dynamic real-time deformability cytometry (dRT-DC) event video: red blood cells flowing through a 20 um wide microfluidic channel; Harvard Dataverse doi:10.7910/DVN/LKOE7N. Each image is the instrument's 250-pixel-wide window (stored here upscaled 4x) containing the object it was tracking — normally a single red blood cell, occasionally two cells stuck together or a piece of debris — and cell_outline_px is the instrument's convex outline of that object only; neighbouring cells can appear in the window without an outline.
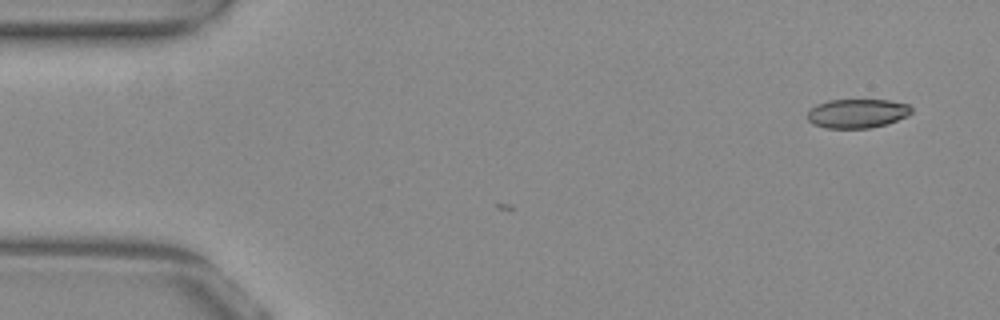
{"species": "common noctule bat (a hibernating species)", "species_latin": "Nyctalus noctula", "temperature_condition": "warm", "stored_images_in_passage": 4, "camera_frame_rate_fps": 3000, "um_per_image_px": 0.085, "animal": {"sex": "female", "body_mass_g": 29.2, "forearm_length_mm": 56.3}, "frame": {"image": 1, "passage_image": 4, "time_ms": 1.0, "image_size_px": [1000, 320], "cell_outline_px": [[912, 112], [908, 116], [888, 124], [872, 128], [824, 128], [812, 124], [808, 120], [808, 112], [816, 104], [828, 100], [888, 100], [908, 104], [912, 108]], "centroid_in_image_um": [72.88, 9.65], "position_along_channel_um": 12.1, "area_um2": 17.8}}